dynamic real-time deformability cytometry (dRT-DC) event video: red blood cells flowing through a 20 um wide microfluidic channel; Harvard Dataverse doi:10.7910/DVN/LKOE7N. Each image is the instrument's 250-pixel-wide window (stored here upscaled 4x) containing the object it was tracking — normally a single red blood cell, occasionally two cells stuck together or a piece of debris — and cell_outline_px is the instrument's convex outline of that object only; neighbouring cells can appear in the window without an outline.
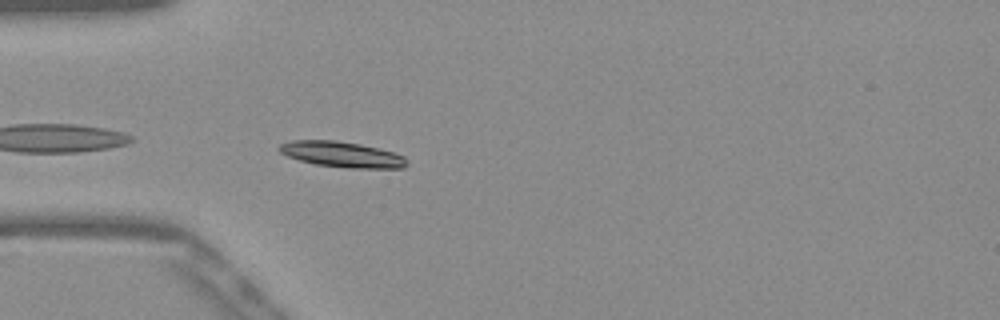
{"species": "Egyptian fruit bat (a non-hibernating species)", "species_latin": "Rousettus aegyptiacus", "temperature_condition": "warm", "stored_images_in_passage": 39, "camera_frame_rate_fps": 3000, "um_per_image_px": 0.085, "frame": {"image": 1, "passage_image": 2, "time_ms": 0.333, "image_size_px": [1000, 320], "cell_outline_px": [[408, 164], [404, 168], [348, 168], [316, 164], [300, 160], [288, 156], [280, 152], [276, 148], [280, 144], [292, 140], [336, 140], [360, 144], [392, 152], [404, 156], [408, 160]], "centroid_in_image_um": [29.06, 13.12], "position_along_channel_um": 55.9, "area_um2": 19.02}}
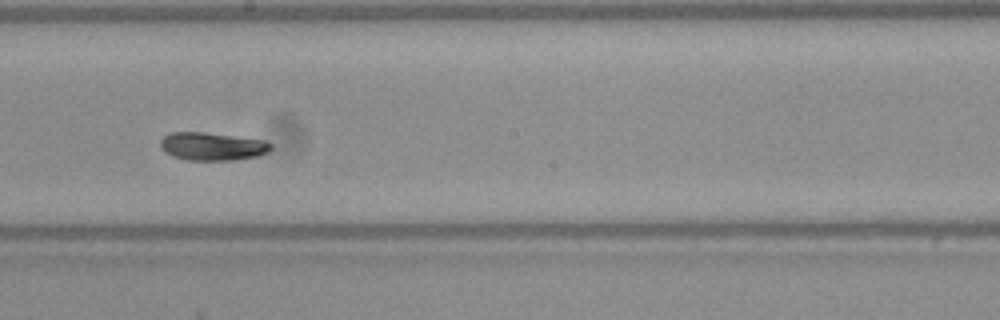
{"frame": {"image": 2, "passage_image": 16, "time_ms": 5.0, "image_size_px": [1000, 320], "cell_outline_px": [[272, 148], [268, 152], [256, 156], [232, 160], [184, 160], [172, 156], [160, 148], [160, 140], [164, 136], [172, 132], [204, 132], [264, 140], [272, 144]], "centroid_in_image_um": [18.02, 12.44], "position_along_channel_um": 230.2, "area_um2": 18.03}}
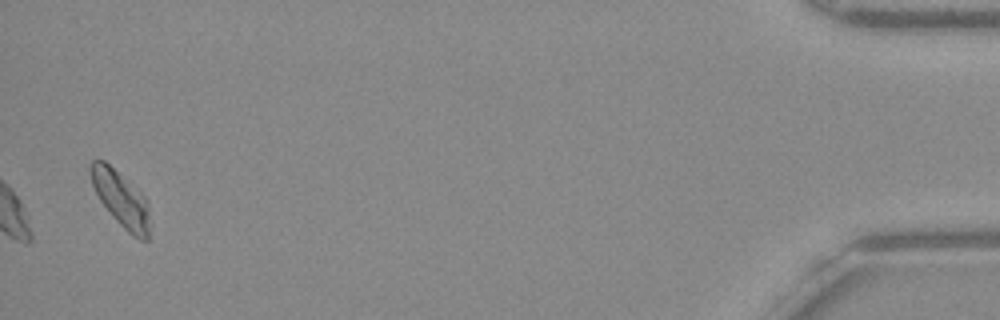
{"frame": {"image": 3, "passage_image": 38, "time_ms": 12.333, "image_size_px": [1000, 320], "cell_outline_px": [[148, 240], [140, 240], [132, 236], [112, 216], [100, 200], [92, 184], [88, 168], [92, 160], [104, 160], [140, 192], [144, 196], [148, 204]], "centroid_in_image_um": [10.25, 16.91], "position_along_channel_um": 424.9, "area_um2": 18.73}, "authors_computed_cell_mechanics": {"area_um2": 18.207, "velocity_mm_per_s": 3.8423, "shape_relaxation_time_tau1_ms": 5.3154, "shape_relaxation_time_tau2_ms": 3.6624, "deformation_change_tau1": 0.1608, "deformation_change_tau2": 0.0594}}